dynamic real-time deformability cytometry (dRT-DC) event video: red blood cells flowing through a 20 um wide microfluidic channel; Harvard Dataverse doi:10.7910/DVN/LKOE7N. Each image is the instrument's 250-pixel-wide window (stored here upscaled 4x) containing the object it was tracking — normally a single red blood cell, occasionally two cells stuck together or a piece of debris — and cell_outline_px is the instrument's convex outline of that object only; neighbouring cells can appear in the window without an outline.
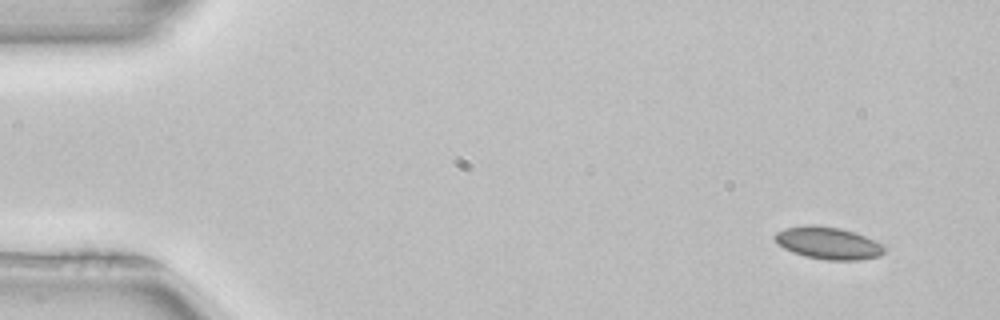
{"species": "common noctule bat (a hibernating species)", "species_latin": "Nyctalus noctula", "temperature_condition": "room temperature", "stored_images_in_passage": 13, "camera_frame_rate_fps": 3000, "um_per_image_px": 0.085, "animal": {"sex": "female", "body_mass_g": 22.7, "forearm_length_mm": 54.2}, "frame": {"image": 1, "passage_image": 1, "time_ms": 0.0, "image_size_px": [1000, 320], "cell_outline_px": [[884, 252], [880, 256], [860, 260], [824, 260], [804, 256], [792, 252], [784, 248], [772, 236], [776, 232], [784, 228], [808, 224], [812, 224], [840, 228], [856, 232], [880, 244], [884, 248]], "centroid_in_image_um": [70.36, 20.66], "position_along_channel_um": 14.6, "area_um2": 20.58}}
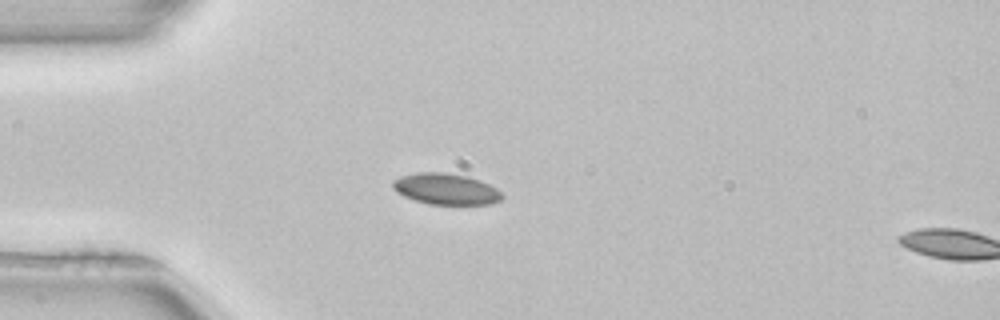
{"frame": {"image": 2, "passage_image": 11, "time_ms": 3.333, "image_size_px": [1000, 320], "cell_outline_px": [[504, 196], [500, 200], [492, 204], [428, 204], [404, 196], [396, 192], [392, 188], [392, 180], [400, 176], [420, 172], [448, 172], [468, 176], [480, 180], [496, 188]], "centroid_in_image_um": [37.89, 16.05], "position_along_channel_um": 47.1, "area_um2": 19.94}}